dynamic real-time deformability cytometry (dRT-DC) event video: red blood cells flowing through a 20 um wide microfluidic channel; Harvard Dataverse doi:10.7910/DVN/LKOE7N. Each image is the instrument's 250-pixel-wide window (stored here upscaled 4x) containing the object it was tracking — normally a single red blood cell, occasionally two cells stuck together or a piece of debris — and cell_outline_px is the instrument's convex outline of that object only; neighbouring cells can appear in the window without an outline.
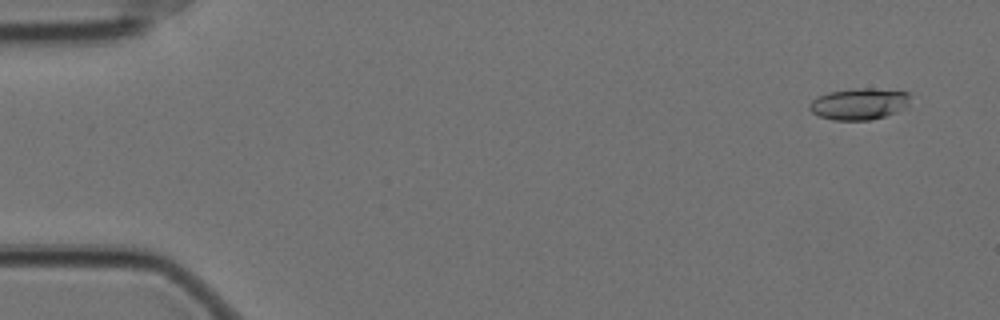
{"species": "Egyptian fruit bat (a non-hibernating species)", "species_latin": "Rousettus aegyptiacus", "temperature_condition": "cold", "stored_images_in_passage": 59, "camera_frame_rate_fps": 3000, "um_per_image_px": 0.085, "animal": {"sex": "female"}, "frame": {"image": 1, "passage_image": 4, "time_ms": 1.0, "image_size_px": [1000, 320], "cell_outline_px": [[908, 104], [904, 108], [896, 112], [872, 120], [832, 120], [820, 116], [812, 112], [808, 108], [808, 104], [812, 100], [828, 92], [856, 88], [872, 88], [908, 92]], "centroid_in_image_um": [73.0, 8.83], "position_along_channel_um": 12.0, "area_um2": 18.38}}
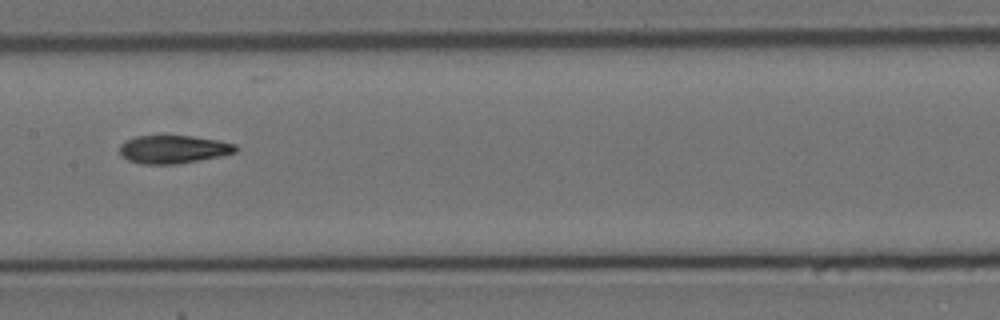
{"frame": {"image": 2, "passage_image": 30, "time_ms": 9.667, "image_size_px": [1000, 320], "cell_outline_px": [[236, 152], [220, 156], [180, 164], [140, 164], [128, 160], [120, 152], [120, 144], [136, 136], [192, 136], [220, 140], [236, 144]], "centroid_in_image_um": [14.76, 12.7], "position_along_channel_um": 192.6, "area_um2": 18.96}}
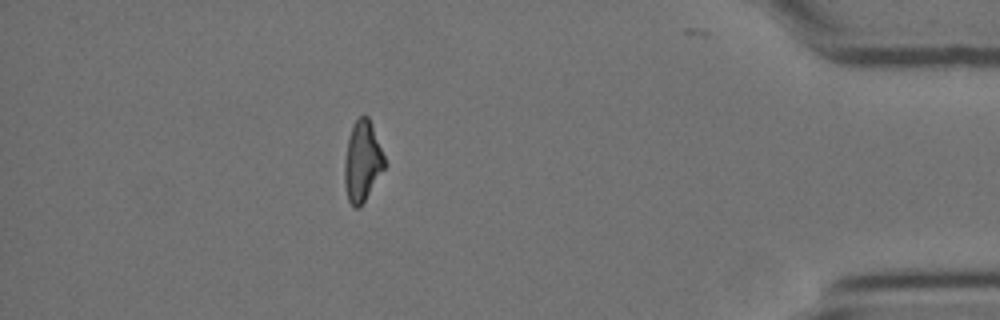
{"frame": {"image": 3, "passage_image": 52, "time_ms": 17.0, "image_size_px": [1000, 320], "cell_outline_px": [[384, 168], [360, 208], [352, 208], [348, 200], [344, 184], [344, 160], [348, 136], [352, 124], [364, 112], [368, 116], [384, 156]], "centroid_in_image_um": [30.76, 13.71], "position_along_channel_um": 404.4, "area_um2": 18.79}, "authors_computed_cell_mechanics": {"area_um2": 19.1896, "velocity_mm_per_s": 3.5114, "shape_relaxation_time_tau1_ms": 5.9231, "shape_relaxation_time_tau2_ms": 6.6888, "deformation_change_tau1": 0.1885, "deformation_change_tau2": 0.1076}}